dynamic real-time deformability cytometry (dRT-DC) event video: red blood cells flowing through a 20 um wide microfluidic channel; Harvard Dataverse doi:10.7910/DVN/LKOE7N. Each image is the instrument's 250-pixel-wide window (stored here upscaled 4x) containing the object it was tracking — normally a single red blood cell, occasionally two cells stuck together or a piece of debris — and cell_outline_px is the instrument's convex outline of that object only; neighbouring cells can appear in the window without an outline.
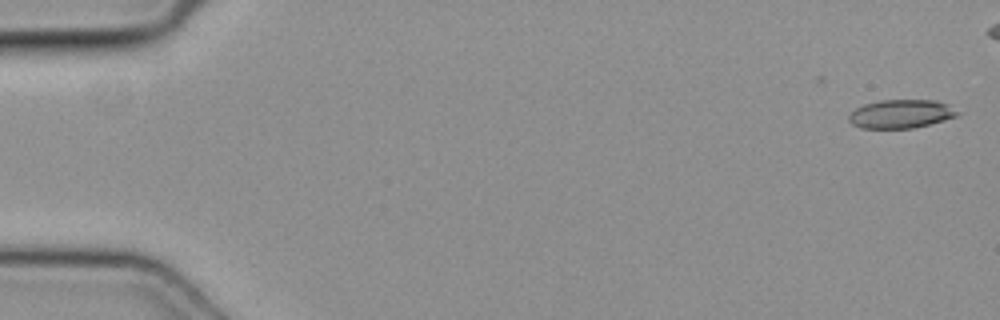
{"species": "common noctule bat (a hibernating species)", "species_latin": "Nyctalus noctula", "temperature_condition": "cold", "stored_images_in_passage": 45, "camera_frame_rate_fps": 3000, "um_per_image_px": 0.085, "animal": {"sex": "female", "body_mass_g": 19.3, "forearm_length_mm": 54.1}, "frame": {"image": 1, "passage_image": 1, "time_ms": 0.0, "image_size_px": [1000, 320], "cell_outline_px": [[960, 116], [912, 128], [860, 128], [852, 124], [848, 120], [848, 116], [856, 108], [864, 104], [880, 100], [936, 100], [948, 104], [960, 112]], "centroid_in_image_um": [76.6, 9.68], "position_along_channel_um": 8.4, "area_um2": 18.15}}
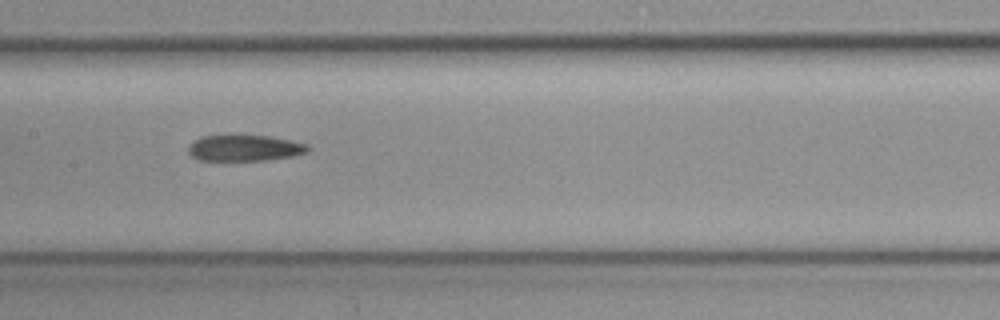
{"frame": {"image": 2, "passage_image": 25, "time_ms": 8.0, "image_size_px": [1000, 320], "cell_outline_px": [[312, 148], [308, 152], [292, 156], [264, 160], [196, 160], [188, 152], [188, 148], [196, 140], [204, 136], [268, 136], [292, 140], [308, 144]], "centroid_in_image_um": [20.85, 12.59], "position_along_channel_um": 186.5, "area_um2": 17.98}}
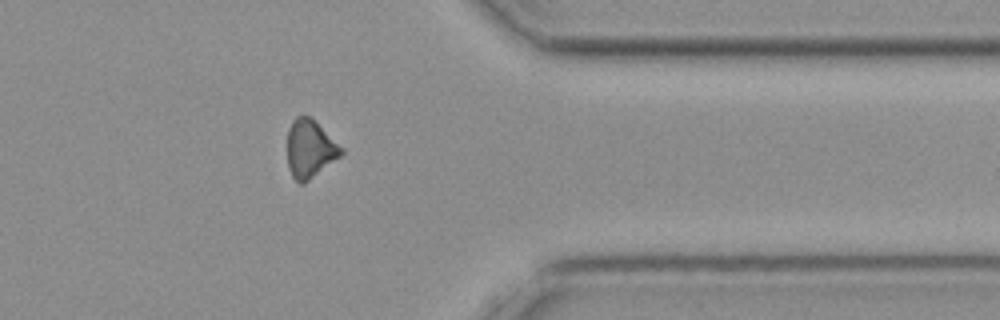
{"frame": {"image": 3, "passage_image": 40, "time_ms": 13.0, "image_size_px": [1000, 320], "cell_outline_px": [[344, 152], [340, 156], [304, 184], [300, 184], [292, 176], [288, 168], [288, 128], [292, 120], [296, 116], [308, 116], [344, 148]], "centroid_in_image_um": [26.33, 12.67], "position_along_channel_um": 385.1, "area_um2": 17.98}}